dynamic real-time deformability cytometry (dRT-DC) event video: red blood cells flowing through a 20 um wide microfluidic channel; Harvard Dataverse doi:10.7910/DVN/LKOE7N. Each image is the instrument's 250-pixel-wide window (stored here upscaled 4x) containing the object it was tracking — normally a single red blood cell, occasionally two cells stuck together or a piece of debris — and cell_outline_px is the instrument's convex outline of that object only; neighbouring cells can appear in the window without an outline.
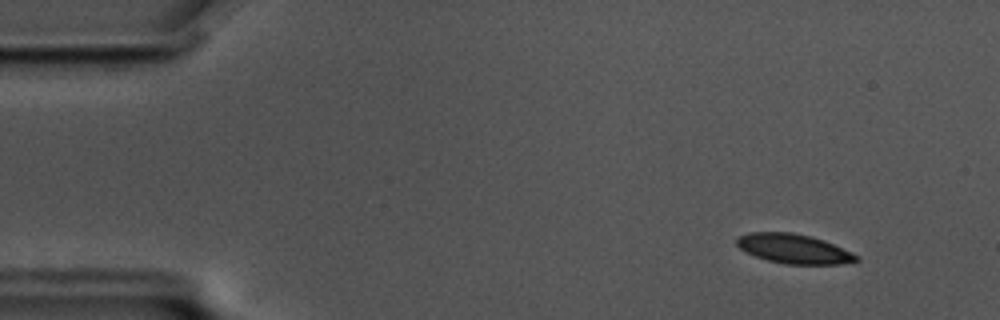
{"species": "common noctule bat (a hibernating species)", "species_latin": "Nyctalus noctula", "temperature_condition": "cold", "stored_images_in_passage": 58, "camera_frame_rate_fps": 3000, "um_per_image_px": 0.085, "animal": {"sex": "male", "body_mass_g": 17.5, "forearm_length_mm": 52.3}, "frame": {"image": 1, "passage_image": 6, "time_ms": 1.667, "image_size_px": [1000, 320], "cell_outline_px": [[860, 260], [840, 264], [784, 264], [768, 260], [744, 252], [736, 244], [736, 236], [748, 232], [792, 232], [812, 236], [824, 240], [852, 252], [860, 256]], "centroid_in_image_um": [67.46, 21.13], "position_along_channel_um": 17.5, "area_um2": 20.75}}
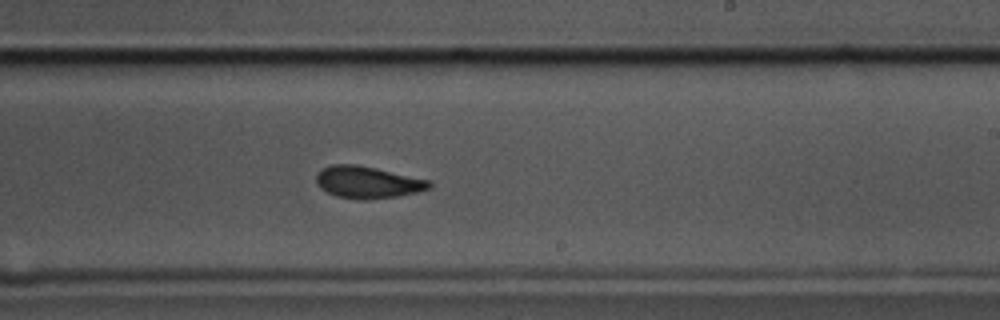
{"frame": {"image": 2, "passage_image": 35, "time_ms": 11.333, "image_size_px": [1000, 320], "cell_outline_px": [[432, 188], [416, 192], [396, 196], [364, 200], [356, 200], [336, 196], [320, 188], [316, 184], [316, 176], [324, 168], [332, 164], [356, 164], [376, 168], [432, 180]], "centroid_in_image_um": [31.27, 15.49], "position_along_channel_um": 257.7, "area_um2": 21.15}}
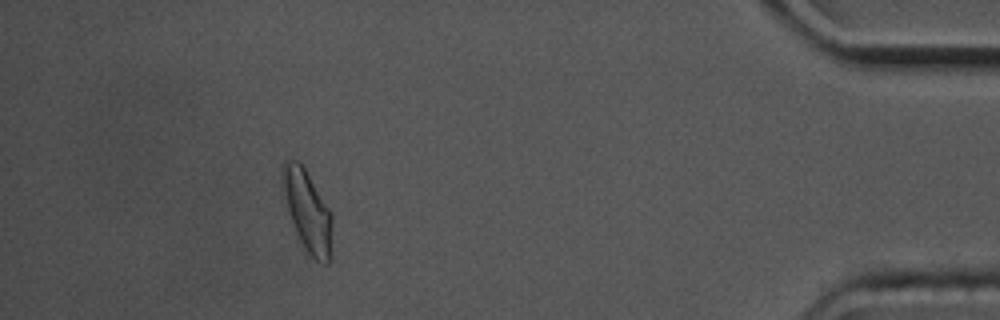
{"frame": {"image": 3, "passage_image": 53, "time_ms": 17.333, "image_size_px": [1000, 320], "cell_outline_px": [[332, 252], [328, 264], [324, 264], [316, 260], [308, 252], [296, 232], [288, 212], [280, 184], [280, 172], [284, 160], [296, 160], [304, 168], [332, 212]], "centroid_in_image_um": [26.13, 17.91], "position_along_channel_um": 409.1, "area_um2": 23.7}, "authors_computed_cell_mechanics": {"area_um2": 21.2415, "velocity_mm_per_s": 3.4618, "shape_relaxation_time_tau1_ms": 4.6862, "shape_relaxation_time_tau2_ms": 3.1484, "deformation_change_tau1": 0.1281, "deformation_change_tau2": 0.0719}}